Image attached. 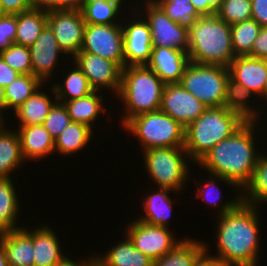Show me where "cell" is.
<instances>
[{
	"label": "cell",
	"instance_id": "cell-43",
	"mask_svg": "<svg viewBox=\"0 0 267 266\" xmlns=\"http://www.w3.org/2000/svg\"><path fill=\"white\" fill-rule=\"evenodd\" d=\"M37 7L46 12L53 10H79L87 0H36Z\"/></svg>",
	"mask_w": 267,
	"mask_h": 266
},
{
	"label": "cell",
	"instance_id": "cell-12",
	"mask_svg": "<svg viewBox=\"0 0 267 266\" xmlns=\"http://www.w3.org/2000/svg\"><path fill=\"white\" fill-rule=\"evenodd\" d=\"M126 229L125 235L133 242L135 248L152 260L163 257L182 240H176L166 227L149 225L137 219Z\"/></svg>",
	"mask_w": 267,
	"mask_h": 266
},
{
	"label": "cell",
	"instance_id": "cell-46",
	"mask_svg": "<svg viewBox=\"0 0 267 266\" xmlns=\"http://www.w3.org/2000/svg\"><path fill=\"white\" fill-rule=\"evenodd\" d=\"M251 18L261 27H267V0H251Z\"/></svg>",
	"mask_w": 267,
	"mask_h": 266
},
{
	"label": "cell",
	"instance_id": "cell-40",
	"mask_svg": "<svg viewBox=\"0 0 267 266\" xmlns=\"http://www.w3.org/2000/svg\"><path fill=\"white\" fill-rule=\"evenodd\" d=\"M72 122L63 103L56 102L43 121V126L55 139Z\"/></svg>",
	"mask_w": 267,
	"mask_h": 266
},
{
	"label": "cell",
	"instance_id": "cell-15",
	"mask_svg": "<svg viewBox=\"0 0 267 266\" xmlns=\"http://www.w3.org/2000/svg\"><path fill=\"white\" fill-rule=\"evenodd\" d=\"M138 18L122 24L124 34V62L126 66L146 65L152 53V36L148 22L142 14ZM141 17V19L139 18Z\"/></svg>",
	"mask_w": 267,
	"mask_h": 266
},
{
	"label": "cell",
	"instance_id": "cell-9",
	"mask_svg": "<svg viewBox=\"0 0 267 266\" xmlns=\"http://www.w3.org/2000/svg\"><path fill=\"white\" fill-rule=\"evenodd\" d=\"M86 23L82 47L79 52H89L115 62L121 69L124 62V34L122 24Z\"/></svg>",
	"mask_w": 267,
	"mask_h": 266
},
{
	"label": "cell",
	"instance_id": "cell-23",
	"mask_svg": "<svg viewBox=\"0 0 267 266\" xmlns=\"http://www.w3.org/2000/svg\"><path fill=\"white\" fill-rule=\"evenodd\" d=\"M52 88L55 101L45 92H41L39 88L32 96H30L22 105L15 109L14 113L19 119V126H32L43 124L44 119L49 114L50 109L57 102L55 90Z\"/></svg>",
	"mask_w": 267,
	"mask_h": 266
},
{
	"label": "cell",
	"instance_id": "cell-35",
	"mask_svg": "<svg viewBox=\"0 0 267 266\" xmlns=\"http://www.w3.org/2000/svg\"><path fill=\"white\" fill-rule=\"evenodd\" d=\"M123 0H87L81 9L86 23L116 24Z\"/></svg>",
	"mask_w": 267,
	"mask_h": 266
},
{
	"label": "cell",
	"instance_id": "cell-14",
	"mask_svg": "<svg viewBox=\"0 0 267 266\" xmlns=\"http://www.w3.org/2000/svg\"><path fill=\"white\" fill-rule=\"evenodd\" d=\"M207 108L180 83L165 84L160 110L183 127L195 121Z\"/></svg>",
	"mask_w": 267,
	"mask_h": 266
},
{
	"label": "cell",
	"instance_id": "cell-20",
	"mask_svg": "<svg viewBox=\"0 0 267 266\" xmlns=\"http://www.w3.org/2000/svg\"><path fill=\"white\" fill-rule=\"evenodd\" d=\"M17 132L25 160H40L55 153L54 138L42 124L20 126Z\"/></svg>",
	"mask_w": 267,
	"mask_h": 266
},
{
	"label": "cell",
	"instance_id": "cell-10",
	"mask_svg": "<svg viewBox=\"0 0 267 266\" xmlns=\"http://www.w3.org/2000/svg\"><path fill=\"white\" fill-rule=\"evenodd\" d=\"M145 15L143 17L149 24L152 47H169L188 53V28L171 20L163 10L153 1L145 0Z\"/></svg>",
	"mask_w": 267,
	"mask_h": 266
},
{
	"label": "cell",
	"instance_id": "cell-50",
	"mask_svg": "<svg viewBox=\"0 0 267 266\" xmlns=\"http://www.w3.org/2000/svg\"><path fill=\"white\" fill-rule=\"evenodd\" d=\"M191 4L201 16L208 15V1L206 0H191Z\"/></svg>",
	"mask_w": 267,
	"mask_h": 266
},
{
	"label": "cell",
	"instance_id": "cell-1",
	"mask_svg": "<svg viewBox=\"0 0 267 266\" xmlns=\"http://www.w3.org/2000/svg\"><path fill=\"white\" fill-rule=\"evenodd\" d=\"M241 194L217 205V254L213 257L232 266H258L259 215L257 207L242 202Z\"/></svg>",
	"mask_w": 267,
	"mask_h": 266
},
{
	"label": "cell",
	"instance_id": "cell-6",
	"mask_svg": "<svg viewBox=\"0 0 267 266\" xmlns=\"http://www.w3.org/2000/svg\"><path fill=\"white\" fill-rule=\"evenodd\" d=\"M123 128L139 138L142 151L185 145V127L161 110L137 115L129 119Z\"/></svg>",
	"mask_w": 267,
	"mask_h": 266
},
{
	"label": "cell",
	"instance_id": "cell-41",
	"mask_svg": "<svg viewBox=\"0 0 267 266\" xmlns=\"http://www.w3.org/2000/svg\"><path fill=\"white\" fill-rule=\"evenodd\" d=\"M17 29V14L0 13V52L14 43Z\"/></svg>",
	"mask_w": 267,
	"mask_h": 266
},
{
	"label": "cell",
	"instance_id": "cell-11",
	"mask_svg": "<svg viewBox=\"0 0 267 266\" xmlns=\"http://www.w3.org/2000/svg\"><path fill=\"white\" fill-rule=\"evenodd\" d=\"M47 25L53 31L64 55L72 58L80 51L86 22L79 10H53L47 12Z\"/></svg>",
	"mask_w": 267,
	"mask_h": 266
},
{
	"label": "cell",
	"instance_id": "cell-37",
	"mask_svg": "<svg viewBox=\"0 0 267 266\" xmlns=\"http://www.w3.org/2000/svg\"><path fill=\"white\" fill-rule=\"evenodd\" d=\"M174 22L190 28L201 15L191 4V0H153Z\"/></svg>",
	"mask_w": 267,
	"mask_h": 266
},
{
	"label": "cell",
	"instance_id": "cell-7",
	"mask_svg": "<svg viewBox=\"0 0 267 266\" xmlns=\"http://www.w3.org/2000/svg\"><path fill=\"white\" fill-rule=\"evenodd\" d=\"M143 156L147 175L158 188L173 192L183 190L190 170L186 163V158L189 157L184 147L151 148L145 150Z\"/></svg>",
	"mask_w": 267,
	"mask_h": 266
},
{
	"label": "cell",
	"instance_id": "cell-52",
	"mask_svg": "<svg viewBox=\"0 0 267 266\" xmlns=\"http://www.w3.org/2000/svg\"><path fill=\"white\" fill-rule=\"evenodd\" d=\"M6 109L5 87L0 85V113Z\"/></svg>",
	"mask_w": 267,
	"mask_h": 266
},
{
	"label": "cell",
	"instance_id": "cell-55",
	"mask_svg": "<svg viewBox=\"0 0 267 266\" xmlns=\"http://www.w3.org/2000/svg\"><path fill=\"white\" fill-rule=\"evenodd\" d=\"M4 118H3V115L0 113V128L1 127H3V125H4V123L5 122H3V121H5V120H3Z\"/></svg>",
	"mask_w": 267,
	"mask_h": 266
},
{
	"label": "cell",
	"instance_id": "cell-53",
	"mask_svg": "<svg viewBox=\"0 0 267 266\" xmlns=\"http://www.w3.org/2000/svg\"><path fill=\"white\" fill-rule=\"evenodd\" d=\"M0 266H9L7 255L1 240H0Z\"/></svg>",
	"mask_w": 267,
	"mask_h": 266
},
{
	"label": "cell",
	"instance_id": "cell-42",
	"mask_svg": "<svg viewBox=\"0 0 267 266\" xmlns=\"http://www.w3.org/2000/svg\"><path fill=\"white\" fill-rule=\"evenodd\" d=\"M213 177L212 178L209 177V179H206V182L202 183L203 185H201V183H200L199 187L200 186H203V187L202 188L200 187V189L197 192L198 197H201L207 203H210L209 204L210 206L213 207V206H216L217 204L220 203L218 201H220L219 199H221V191H220L219 187L216 184L217 183V181H216L217 179L220 180V181H223L224 183H226V185H229V186L237 188V191H240V190H238L239 188L232 181H230L228 179H225V178H222V177L215 176V175ZM216 190L219 191L220 194L219 193L215 194V196H216V198H215L213 191L215 192ZM211 191H212L213 195H211ZM213 196L216 199V201H215V199H214V201L211 200V199H213L212 198Z\"/></svg>",
	"mask_w": 267,
	"mask_h": 266
},
{
	"label": "cell",
	"instance_id": "cell-39",
	"mask_svg": "<svg viewBox=\"0 0 267 266\" xmlns=\"http://www.w3.org/2000/svg\"><path fill=\"white\" fill-rule=\"evenodd\" d=\"M1 58L20 74H32L31 55L28 46L11 44L0 52Z\"/></svg>",
	"mask_w": 267,
	"mask_h": 266
},
{
	"label": "cell",
	"instance_id": "cell-18",
	"mask_svg": "<svg viewBox=\"0 0 267 266\" xmlns=\"http://www.w3.org/2000/svg\"><path fill=\"white\" fill-rule=\"evenodd\" d=\"M188 53L169 47H153L146 66L152 69L165 84L179 83L189 64Z\"/></svg>",
	"mask_w": 267,
	"mask_h": 266
},
{
	"label": "cell",
	"instance_id": "cell-34",
	"mask_svg": "<svg viewBox=\"0 0 267 266\" xmlns=\"http://www.w3.org/2000/svg\"><path fill=\"white\" fill-rule=\"evenodd\" d=\"M43 85L44 83L32 74H20L5 87L6 109H17Z\"/></svg>",
	"mask_w": 267,
	"mask_h": 266
},
{
	"label": "cell",
	"instance_id": "cell-8",
	"mask_svg": "<svg viewBox=\"0 0 267 266\" xmlns=\"http://www.w3.org/2000/svg\"><path fill=\"white\" fill-rule=\"evenodd\" d=\"M229 77L226 67L190 61L179 83L208 108L222 107Z\"/></svg>",
	"mask_w": 267,
	"mask_h": 266
},
{
	"label": "cell",
	"instance_id": "cell-32",
	"mask_svg": "<svg viewBox=\"0 0 267 266\" xmlns=\"http://www.w3.org/2000/svg\"><path fill=\"white\" fill-rule=\"evenodd\" d=\"M253 92L247 90L243 85H240L232 78H228L226 84V93L224 106L238 114H240L246 121H257L260 118L259 112L251 108L247 100L253 96ZM259 116V117H258Z\"/></svg>",
	"mask_w": 267,
	"mask_h": 266
},
{
	"label": "cell",
	"instance_id": "cell-33",
	"mask_svg": "<svg viewBox=\"0 0 267 266\" xmlns=\"http://www.w3.org/2000/svg\"><path fill=\"white\" fill-rule=\"evenodd\" d=\"M64 79L63 84L52 85L55 90L57 102L82 98L95 91L87 77L76 64H74V68L67 73Z\"/></svg>",
	"mask_w": 267,
	"mask_h": 266
},
{
	"label": "cell",
	"instance_id": "cell-26",
	"mask_svg": "<svg viewBox=\"0 0 267 266\" xmlns=\"http://www.w3.org/2000/svg\"><path fill=\"white\" fill-rule=\"evenodd\" d=\"M205 251L204 242L184 238L163 257L153 260L152 266H195Z\"/></svg>",
	"mask_w": 267,
	"mask_h": 266
},
{
	"label": "cell",
	"instance_id": "cell-22",
	"mask_svg": "<svg viewBox=\"0 0 267 266\" xmlns=\"http://www.w3.org/2000/svg\"><path fill=\"white\" fill-rule=\"evenodd\" d=\"M5 127L0 128V179L11 178L25 161L18 132Z\"/></svg>",
	"mask_w": 267,
	"mask_h": 266
},
{
	"label": "cell",
	"instance_id": "cell-45",
	"mask_svg": "<svg viewBox=\"0 0 267 266\" xmlns=\"http://www.w3.org/2000/svg\"><path fill=\"white\" fill-rule=\"evenodd\" d=\"M254 58L267 59V27H262L258 37L247 55Z\"/></svg>",
	"mask_w": 267,
	"mask_h": 266
},
{
	"label": "cell",
	"instance_id": "cell-28",
	"mask_svg": "<svg viewBox=\"0 0 267 266\" xmlns=\"http://www.w3.org/2000/svg\"><path fill=\"white\" fill-rule=\"evenodd\" d=\"M47 25V12L39 7L17 14V29L14 43L31 46Z\"/></svg>",
	"mask_w": 267,
	"mask_h": 266
},
{
	"label": "cell",
	"instance_id": "cell-54",
	"mask_svg": "<svg viewBox=\"0 0 267 266\" xmlns=\"http://www.w3.org/2000/svg\"><path fill=\"white\" fill-rule=\"evenodd\" d=\"M263 96L267 100V72H266V81H265V87H264V94L262 95V97Z\"/></svg>",
	"mask_w": 267,
	"mask_h": 266
},
{
	"label": "cell",
	"instance_id": "cell-36",
	"mask_svg": "<svg viewBox=\"0 0 267 266\" xmlns=\"http://www.w3.org/2000/svg\"><path fill=\"white\" fill-rule=\"evenodd\" d=\"M261 28L252 18L231 25L232 47L235 56H247L251 52Z\"/></svg>",
	"mask_w": 267,
	"mask_h": 266
},
{
	"label": "cell",
	"instance_id": "cell-24",
	"mask_svg": "<svg viewBox=\"0 0 267 266\" xmlns=\"http://www.w3.org/2000/svg\"><path fill=\"white\" fill-rule=\"evenodd\" d=\"M124 240L111 247L104 256L96 255L97 261L103 266H152L153 260L137 250L127 235Z\"/></svg>",
	"mask_w": 267,
	"mask_h": 266
},
{
	"label": "cell",
	"instance_id": "cell-48",
	"mask_svg": "<svg viewBox=\"0 0 267 266\" xmlns=\"http://www.w3.org/2000/svg\"><path fill=\"white\" fill-rule=\"evenodd\" d=\"M206 246V251L199 257L195 266H232L223 262L221 259L209 255V251Z\"/></svg>",
	"mask_w": 267,
	"mask_h": 266
},
{
	"label": "cell",
	"instance_id": "cell-21",
	"mask_svg": "<svg viewBox=\"0 0 267 266\" xmlns=\"http://www.w3.org/2000/svg\"><path fill=\"white\" fill-rule=\"evenodd\" d=\"M34 229V266H56L65 256L62 254L58 236L48 225Z\"/></svg>",
	"mask_w": 267,
	"mask_h": 266
},
{
	"label": "cell",
	"instance_id": "cell-13",
	"mask_svg": "<svg viewBox=\"0 0 267 266\" xmlns=\"http://www.w3.org/2000/svg\"><path fill=\"white\" fill-rule=\"evenodd\" d=\"M72 61L87 77L95 91L104 87L119 94L122 69L115 62L89 52H78Z\"/></svg>",
	"mask_w": 267,
	"mask_h": 266
},
{
	"label": "cell",
	"instance_id": "cell-30",
	"mask_svg": "<svg viewBox=\"0 0 267 266\" xmlns=\"http://www.w3.org/2000/svg\"><path fill=\"white\" fill-rule=\"evenodd\" d=\"M93 130L85 124L71 122L62 133L54 139L55 153L70 155L85 148L91 140Z\"/></svg>",
	"mask_w": 267,
	"mask_h": 266
},
{
	"label": "cell",
	"instance_id": "cell-25",
	"mask_svg": "<svg viewBox=\"0 0 267 266\" xmlns=\"http://www.w3.org/2000/svg\"><path fill=\"white\" fill-rule=\"evenodd\" d=\"M172 191L166 188H158L156 192L150 193L142 201L146 214L137 218V220L149 225H156L168 228V221L172 213L173 201L170 198L169 192Z\"/></svg>",
	"mask_w": 267,
	"mask_h": 266
},
{
	"label": "cell",
	"instance_id": "cell-17",
	"mask_svg": "<svg viewBox=\"0 0 267 266\" xmlns=\"http://www.w3.org/2000/svg\"><path fill=\"white\" fill-rule=\"evenodd\" d=\"M228 70L230 78L261 98L264 94L267 59L236 56L228 66Z\"/></svg>",
	"mask_w": 267,
	"mask_h": 266
},
{
	"label": "cell",
	"instance_id": "cell-19",
	"mask_svg": "<svg viewBox=\"0 0 267 266\" xmlns=\"http://www.w3.org/2000/svg\"><path fill=\"white\" fill-rule=\"evenodd\" d=\"M9 266H34L33 230L22 227L19 230L0 233Z\"/></svg>",
	"mask_w": 267,
	"mask_h": 266
},
{
	"label": "cell",
	"instance_id": "cell-38",
	"mask_svg": "<svg viewBox=\"0 0 267 266\" xmlns=\"http://www.w3.org/2000/svg\"><path fill=\"white\" fill-rule=\"evenodd\" d=\"M216 15L229 25L251 19V0H224Z\"/></svg>",
	"mask_w": 267,
	"mask_h": 266
},
{
	"label": "cell",
	"instance_id": "cell-31",
	"mask_svg": "<svg viewBox=\"0 0 267 266\" xmlns=\"http://www.w3.org/2000/svg\"><path fill=\"white\" fill-rule=\"evenodd\" d=\"M241 191L242 202L257 209L260 202L267 204V154L259 156L251 179Z\"/></svg>",
	"mask_w": 267,
	"mask_h": 266
},
{
	"label": "cell",
	"instance_id": "cell-2",
	"mask_svg": "<svg viewBox=\"0 0 267 266\" xmlns=\"http://www.w3.org/2000/svg\"><path fill=\"white\" fill-rule=\"evenodd\" d=\"M256 123L247 121L232 136L215 145L196 164L205 168L211 177L215 175L228 179L242 190L251 179L261 155L255 150Z\"/></svg>",
	"mask_w": 267,
	"mask_h": 266
},
{
	"label": "cell",
	"instance_id": "cell-56",
	"mask_svg": "<svg viewBox=\"0 0 267 266\" xmlns=\"http://www.w3.org/2000/svg\"><path fill=\"white\" fill-rule=\"evenodd\" d=\"M93 266H103L102 264H100L97 260L93 263Z\"/></svg>",
	"mask_w": 267,
	"mask_h": 266
},
{
	"label": "cell",
	"instance_id": "cell-4",
	"mask_svg": "<svg viewBox=\"0 0 267 266\" xmlns=\"http://www.w3.org/2000/svg\"><path fill=\"white\" fill-rule=\"evenodd\" d=\"M246 122L240 114L225 106L207 108L185 127L184 149L190 161L197 163L215 145L232 136Z\"/></svg>",
	"mask_w": 267,
	"mask_h": 266
},
{
	"label": "cell",
	"instance_id": "cell-27",
	"mask_svg": "<svg viewBox=\"0 0 267 266\" xmlns=\"http://www.w3.org/2000/svg\"><path fill=\"white\" fill-rule=\"evenodd\" d=\"M97 92L99 91H94L82 98L60 102L66 107L72 122L93 128L92 124L99 118L100 112H106L107 109L102 106L104 98Z\"/></svg>",
	"mask_w": 267,
	"mask_h": 266
},
{
	"label": "cell",
	"instance_id": "cell-47",
	"mask_svg": "<svg viewBox=\"0 0 267 266\" xmlns=\"http://www.w3.org/2000/svg\"><path fill=\"white\" fill-rule=\"evenodd\" d=\"M20 73L11 68L0 56V85L8 86L11 84L14 79H16Z\"/></svg>",
	"mask_w": 267,
	"mask_h": 266
},
{
	"label": "cell",
	"instance_id": "cell-3",
	"mask_svg": "<svg viewBox=\"0 0 267 266\" xmlns=\"http://www.w3.org/2000/svg\"><path fill=\"white\" fill-rule=\"evenodd\" d=\"M188 34L191 62L228 68L236 57L232 47L231 25L216 14L197 18L188 29Z\"/></svg>",
	"mask_w": 267,
	"mask_h": 266
},
{
	"label": "cell",
	"instance_id": "cell-16",
	"mask_svg": "<svg viewBox=\"0 0 267 266\" xmlns=\"http://www.w3.org/2000/svg\"><path fill=\"white\" fill-rule=\"evenodd\" d=\"M29 50L32 75L38 77L42 82H47L58 64L59 54L64 53L48 25L45 26L35 42L29 46Z\"/></svg>",
	"mask_w": 267,
	"mask_h": 266
},
{
	"label": "cell",
	"instance_id": "cell-44",
	"mask_svg": "<svg viewBox=\"0 0 267 266\" xmlns=\"http://www.w3.org/2000/svg\"><path fill=\"white\" fill-rule=\"evenodd\" d=\"M37 8L36 0H0L1 14H20Z\"/></svg>",
	"mask_w": 267,
	"mask_h": 266
},
{
	"label": "cell",
	"instance_id": "cell-49",
	"mask_svg": "<svg viewBox=\"0 0 267 266\" xmlns=\"http://www.w3.org/2000/svg\"><path fill=\"white\" fill-rule=\"evenodd\" d=\"M91 257V258H90ZM96 256H89L88 260L74 261L69 259V257L64 256L62 260L56 266H93V263L96 261Z\"/></svg>",
	"mask_w": 267,
	"mask_h": 266
},
{
	"label": "cell",
	"instance_id": "cell-51",
	"mask_svg": "<svg viewBox=\"0 0 267 266\" xmlns=\"http://www.w3.org/2000/svg\"><path fill=\"white\" fill-rule=\"evenodd\" d=\"M208 1V15L216 14L217 10L222 6L224 0H206Z\"/></svg>",
	"mask_w": 267,
	"mask_h": 266
},
{
	"label": "cell",
	"instance_id": "cell-29",
	"mask_svg": "<svg viewBox=\"0 0 267 266\" xmlns=\"http://www.w3.org/2000/svg\"><path fill=\"white\" fill-rule=\"evenodd\" d=\"M11 178L0 179V233L19 230L16 226L20 210L15 186Z\"/></svg>",
	"mask_w": 267,
	"mask_h": 266
},
{
	"label": "cell",
	"instance_id": "cell-5",
	"mask_svg": "<svg viewBox=\"0 0 267 266\" xmlns=\"http://www.w3.org/2000/svg\"><path fill=\"white\" fill-rule=\"evenodd\" d=\"M164 87L165 83L146 65L124 67L118 94L126 109L121 125L142 113L160 110Z\"/></svg>",
	"mask_w": 267,
	"mask_h": 266
}]
</instances>
